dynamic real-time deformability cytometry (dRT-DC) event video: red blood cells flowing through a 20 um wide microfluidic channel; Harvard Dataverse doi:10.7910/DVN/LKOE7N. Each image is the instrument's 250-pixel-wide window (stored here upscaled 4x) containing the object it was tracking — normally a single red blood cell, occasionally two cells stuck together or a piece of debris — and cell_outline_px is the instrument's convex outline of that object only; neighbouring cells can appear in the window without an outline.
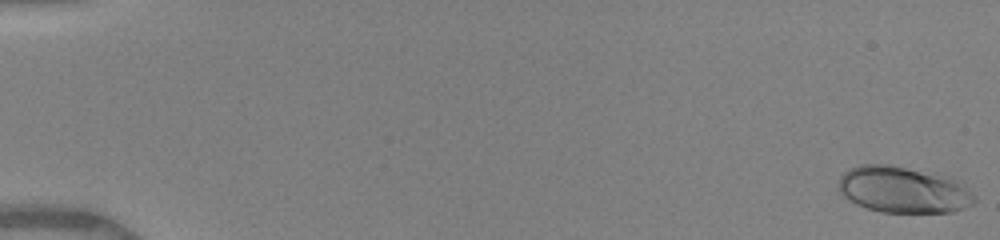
{"species": "human", "species_latin": "Homo sapiens", "temperature_condition": "warm", "stored_images_in_passage": 36, "camera_frame_rate_fps": 3000, "um_per_image_px": 0.085, "donor": {"sex": "female"}, "frame": {"image": 1, "passage_image": 1, "time_ms": 0.0, "image_size_px": [1000, 240], "cell_outline_px": [[976, 200], [972, 204], [964, 208], [952, 212], [880, 212], [856, 204], [840, 196], [836, 188], [840, 176], [848, 168], [860, 164], [892, 164], [952, 176], [960, 180], [976, 196]], "centroid_in_image_um": [76.76, 16.1], "position_along_channel_um": 8.2, "area_um2": 37.74}}
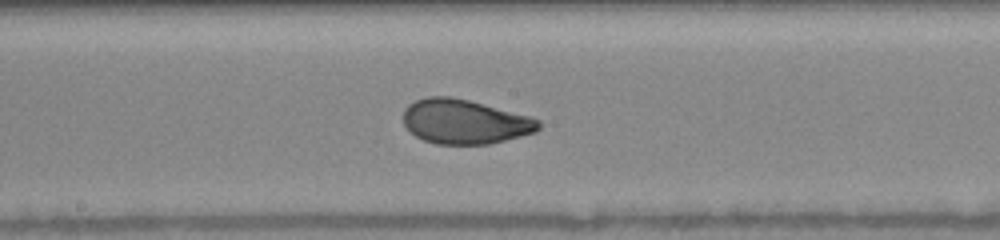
{"frame": {"image": 2, "passage_image": 17, "time_ms": 9.333, "image_size_px": [1000, 240], "cell_outline_px": [[540, 128], [536, 132], [488, 144], [436, 144], [424, 140], [416, 136], [404, 124], [404, 108], [408, 104], [416, 100], [428, 96], [452, 96], [532, 116], [540, 120]], "centroid_in_image_um": [39.52, 10.33], "position_along_channel_um": 208.7, "area_um2": 35.08}}
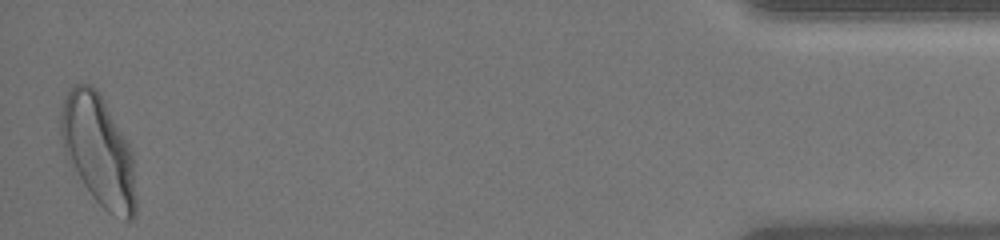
{"frame": {"image": 3, "passage_image": 36, "time_ms": 16.667, "image_size_px": [1000, 240], "cell_outline_px": [[136, 212], [132, 220], [124, 220], [108, 212], [92, 196], [84, 184], [64, 152], [60, 136], [60, 112], [68, 88], [76, 84], [92, 84], [100, 92], [128, 144], [132, 152], [136, 196]], "centroid_in_image_um": [8.37, 12.77], "position_along_channel_um": 426.8, "area_um2": 48.21}, "authors_computed_cell_mechanics": {"area_um2": 35.3158, "velocity_mm_per_s": 3.9982, "shape_relaxation_time_tau1_ms": 3.399, "shape_relaxation_time_tau2_ms": null, "deformation_change_tau1": 0.1398, "deformation_change_tau2": null}}